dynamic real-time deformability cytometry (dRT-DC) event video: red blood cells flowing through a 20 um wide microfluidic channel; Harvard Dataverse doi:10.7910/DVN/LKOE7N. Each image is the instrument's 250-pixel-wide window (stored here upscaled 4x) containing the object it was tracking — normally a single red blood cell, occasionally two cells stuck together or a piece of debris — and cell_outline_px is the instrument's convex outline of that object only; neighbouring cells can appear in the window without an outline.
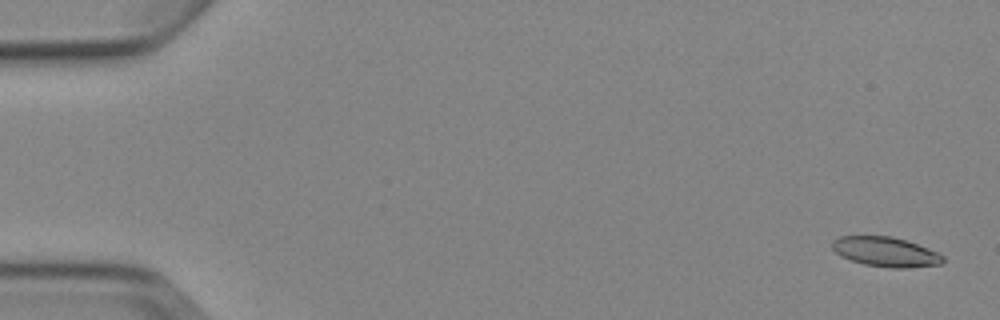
{"species": "Egyptian fruit bat (a non-hibernating species)", "species_latin": "Rousettus aegyptiacus", "temperature_condition": "cold", "stored_images_in_passage": 5, "camera_frame_rate_fps": 3000, "um_per_image_px": 0.085, "animal": {"sex": "female"}, "frame": {"image": 1, "passage_image": 1, "time_ms": 0.0, "image_size_px": [1000, 320], "cell_outline_px": [[944, 260], [940, 264], [908, 268], [892, 268], [864, 264], [840, 256], [832, 248], [832, 240], [840, 236], [892, 236], [908, 240], [928, 248], [944, 256]], "centroid_in_image_um": [75.28, 21.4], "position_along_channel_um": 9.7, "area_um2": 19.19}}
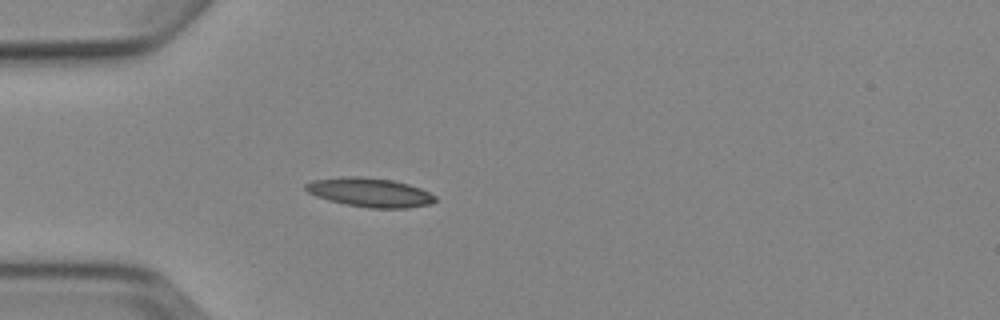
{"frame": {"image": 2, "passage_image": 5, "time_ms": 4.667, "image_size_px": [1000, 320], "cell_outline_px": [[436, 200], [432, 204], [408, 208], [368, 208], [344, 204], [328, 200], [316, 196], [308, 192], [304, 188], [304, 184], [312, 180], [340, 176], [360, 176], [392, 180], [408, 184], [420, 188], [436, 196]], "centroid_in_image_um": [31.41, 16.35], "position_along_channel_um": 53.6, "area_um2": 22.14}}